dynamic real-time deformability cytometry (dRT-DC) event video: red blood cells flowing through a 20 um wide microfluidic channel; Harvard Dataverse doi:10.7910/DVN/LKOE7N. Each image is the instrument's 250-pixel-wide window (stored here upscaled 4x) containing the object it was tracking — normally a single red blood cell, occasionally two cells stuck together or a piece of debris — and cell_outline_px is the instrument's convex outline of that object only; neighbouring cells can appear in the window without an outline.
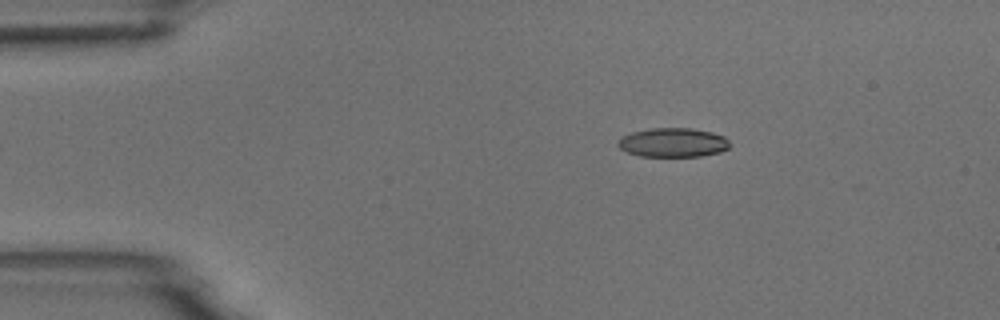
{"species": "common noctule bat (a hibernating species)", "species_latin": "Nyctalus noctula", "temperature_condition": "room temperature", "stored_images_in_passage": 3, "camera_frame_rate_fps": 3000, "um_per_image_px": 0.085, "animal": {"sex": "male", "body_mass_g": 18.8}, "frame": {"image": 1, "passage_image": 1, "time_ms": 0.0, "image_size_px": [1000, 320], "cell_outline_px": [[728, 148], [720, 152], [700, 156], [640, 156], [628, 152], [620, 148], [616, 144], [616, 140], [620, 136], [632, 132], [652, 128], [692, 128], [712, 132], [724, 136], [728, 140]], "centroid_in_image_um": [57.16, 12.1], "position_along_channel_um": 27.8, "area_um2": 19.02}}